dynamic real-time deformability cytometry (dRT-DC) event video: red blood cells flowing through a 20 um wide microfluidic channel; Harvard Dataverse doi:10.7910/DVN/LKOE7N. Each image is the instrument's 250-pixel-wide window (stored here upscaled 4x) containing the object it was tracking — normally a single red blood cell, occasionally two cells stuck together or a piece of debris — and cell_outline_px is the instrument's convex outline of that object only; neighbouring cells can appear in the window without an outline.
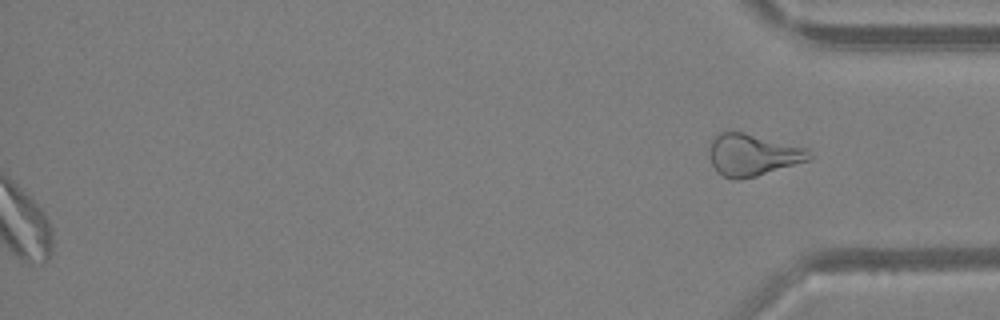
{"species": "Egyptian fruit bat (a non-hibernating species)", "species_latin": "Rousettus aegyptiacus", "temperature_condition": "warm", "stored_images_in_passage": 49, "segment_of_instrument_passage": [2, 2], "camera_frame_rate_fps": 3000, "um_per_image_px": 0.085, "animal": {"sex": "female"}, "frame": {"image": 1, "passage_image": 49, "time_ms": 16.0, "image_size_px": [1000, 320], "cell_outline_px": [[812, 156], [808, 160], [756, 176], [740, 180], [732, 180], [716, 172], [712, 164], [712, 140], [720, 132], [744, 132], [808, 148]], "centroid_in_image_um": [64.0, 13.17], "position_along_channel_um": 371.2, "area_um2": 23.99}}